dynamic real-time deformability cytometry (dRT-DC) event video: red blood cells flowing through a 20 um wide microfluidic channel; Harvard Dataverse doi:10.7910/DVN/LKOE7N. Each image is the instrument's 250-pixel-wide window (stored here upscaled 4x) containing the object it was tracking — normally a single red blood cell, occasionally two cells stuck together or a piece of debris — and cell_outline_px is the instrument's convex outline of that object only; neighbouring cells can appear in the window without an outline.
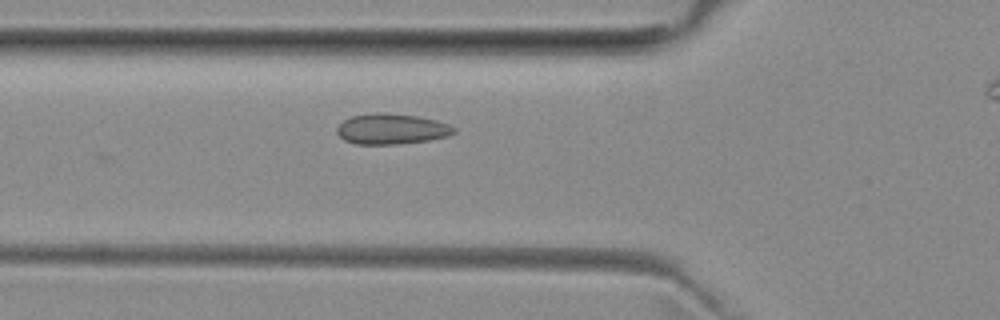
{"species": "common noctule bat (a hibernating species)", "species_latin": "Nyctalus noctula", "temperature_condition": "room temperature", "stored_images_in_passage": 29, "camera_frame_rate_fps": 3000, "um_per_image_px": 0.085, "animal": {"sex": "female", "body_mass_g": 29.2, "forearm_length_mm": 56.3}, "frame": {"image": 1, "passage_image": 2, "time_ms": 0.333, "image_size_px": [1000, 320], "cell_outline_px": [[456, 132], [448, 136], [428, 140], [396, 144], [356, 144], [344, 140], [336, 132], [336, 128], [344, 120], [352, 116], [372, 112], [384, 112], [416, 116], [436, 120], [448, 124], [456, 128]], "centroid_in_image_um": [33.27, 10.95], "position_along_channel_um": 92.5, "area_um2": 20.87}}
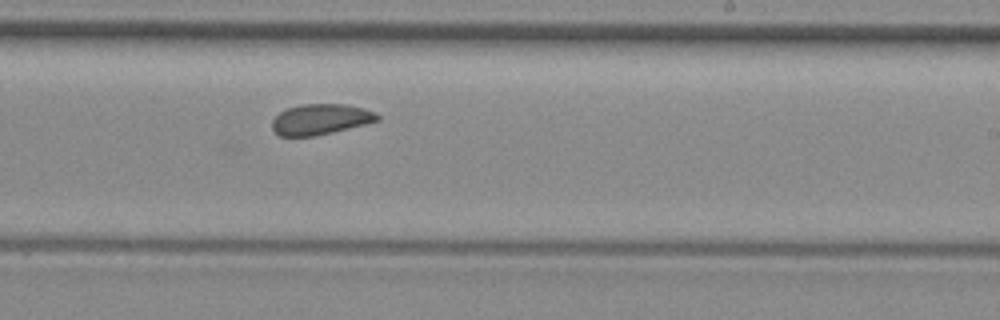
{"frame": {"image": 2, "passage_image": 15, "time_ms": 4.667, "image_size_px": [1000, 320], "cell_outline_px": [[380, 120], [316, 136], [280, 136], [272, 128], [272, 120], [280, 112], [288, 108], [300, 104], [344, 104], [364, 108], [376, 112], [380, 116]], "centroid_in_image_um": [27.25, 10.13], "position_along_channel_um": 261.7, "area_um2": 18.73}}
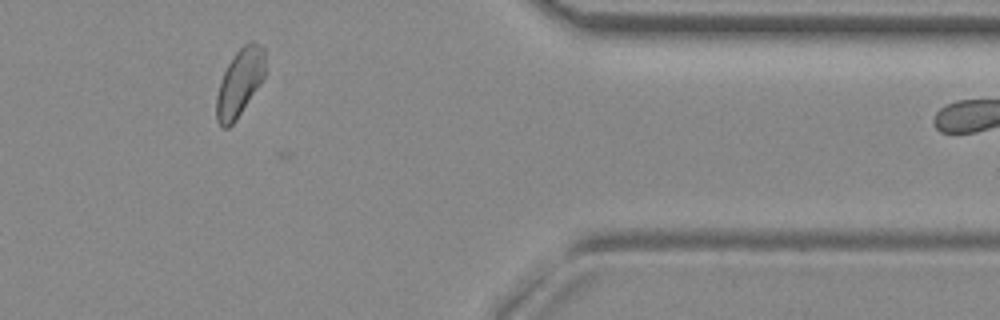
{"frame": {"image": 3, "passage_image": 27, "time_ms": 8.667, "image_size_px": [1000, 320], "cell_outline_px": [[264, 76], [260, 84], [236, 120], [228, 128], [224, 128], [216, 120], [216, 96], [224, 72], [228, 64], [236, 52], [244, 44], [252, 40], [260, 44], [264, 48]], "centroid_in_image_um": [20.37, 7.02], "position_along_channel_um": 391.0, "area_um2": 18.9}}